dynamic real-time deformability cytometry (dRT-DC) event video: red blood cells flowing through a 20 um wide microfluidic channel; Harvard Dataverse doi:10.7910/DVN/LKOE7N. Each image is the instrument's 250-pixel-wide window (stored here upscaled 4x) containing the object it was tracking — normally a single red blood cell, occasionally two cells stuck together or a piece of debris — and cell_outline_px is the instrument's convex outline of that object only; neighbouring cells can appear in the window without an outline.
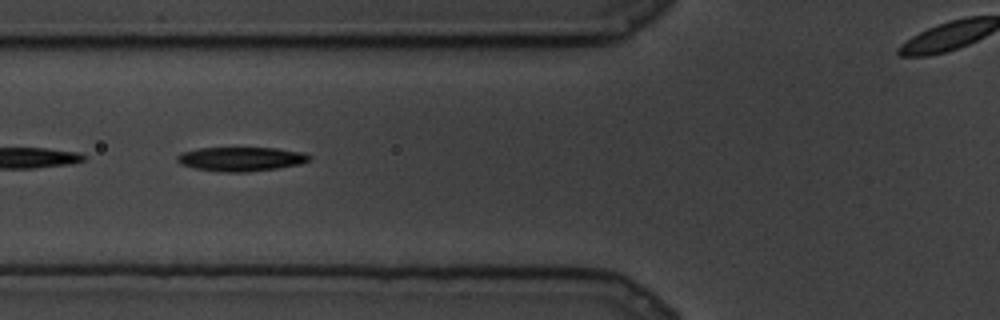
{"species": "common noctule bat (a hibernating species)", "species_latin": "Nyctalus noctula", "temperature_condition": "cold", "stored_images_in_passage": 10, "camera_frame_rate_fps": 3000, "um_per_image_px": 0.085, "animal": {"sex": "male", "body_mass_g": 19.5, "forearm_length_mm": 54.6}, "frame": {"image": 1, "passage_image": 7, "time_ms": 2.0, "image_size_px": [1000, 320], "cell_outline_px": [[312, 156], [308, 160], [300, 164], [276, 168], [248, 172], [228, 172], [196, 168], [180, 164], [176, 160], [176, 156], [180, 152], [200, 148], [276, 148], [304, 152]], "centroid_in_image_um": [20.48, 13.51], "position_along_channel_um": 105.3, "area_um2": 18.5}}